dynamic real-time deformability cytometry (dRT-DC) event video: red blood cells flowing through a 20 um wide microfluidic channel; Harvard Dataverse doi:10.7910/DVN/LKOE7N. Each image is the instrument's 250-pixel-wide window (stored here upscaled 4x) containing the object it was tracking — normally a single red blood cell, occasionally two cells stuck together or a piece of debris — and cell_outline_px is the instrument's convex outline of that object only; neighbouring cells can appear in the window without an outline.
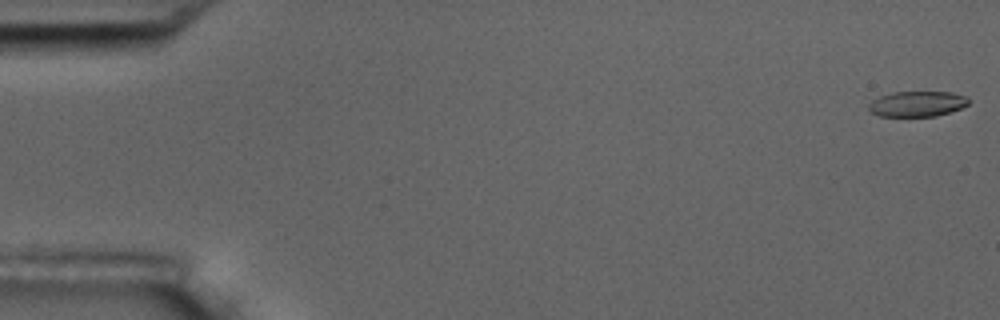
{"species": "common noctule bat (a hibernating species)", "species_latin": "Nyctalus noctula", "temperature_condition": "room temperature", "stored_images_in_passage": 5, "camera_frame_rate_fps": 3000, "um_per_image_px": 0.085, "animal": {"sex": "male", "body_mass_g": 17.5, "forearm_length_mm": 52.3}, "frame": {"image": 1, "passage_image": 1, "time_ms": 0.0, "image_size_px": [1000, 320], "cell_outline_px": [[968, 104], [960, 108], [936, 116], [880, 116], [872, 112], [868, 108], [868, 104], [872, 100], [880, 96], [892, 92], [952, 92], [964, 96], [968, 100]], "centroid_in_image_um": [77.92, 8.82], "position_along_channel_um": 7.1, "area_um2": 14.62}}
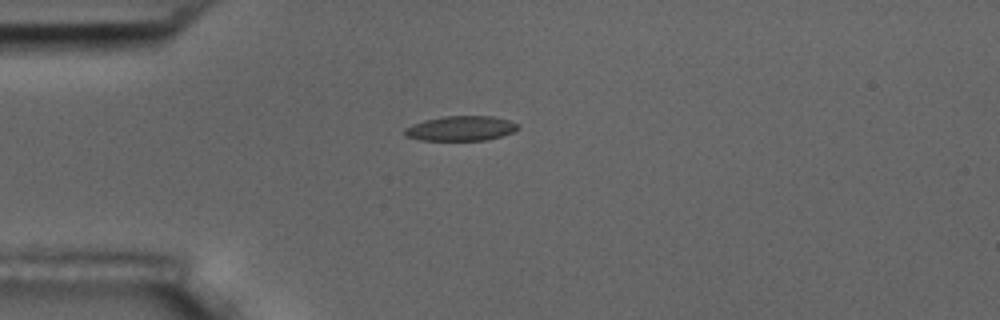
{"frame": {"image": 2, "passage_image": 5, "time_ms": 4.667, "image_size_px": [1000, 320], "cell_outline_px": [[520, 128], [512, 132], [488, 140], [420, 140], [404, 136], [404, 128], [412, 124], [424, 120], [444, 116], [492, 116], [508, 120], [516, 124]], "centroid_in_image_um": [39.13, 10.91], "position_along_channel_um": 45.9, "area_um2": 16.36}}